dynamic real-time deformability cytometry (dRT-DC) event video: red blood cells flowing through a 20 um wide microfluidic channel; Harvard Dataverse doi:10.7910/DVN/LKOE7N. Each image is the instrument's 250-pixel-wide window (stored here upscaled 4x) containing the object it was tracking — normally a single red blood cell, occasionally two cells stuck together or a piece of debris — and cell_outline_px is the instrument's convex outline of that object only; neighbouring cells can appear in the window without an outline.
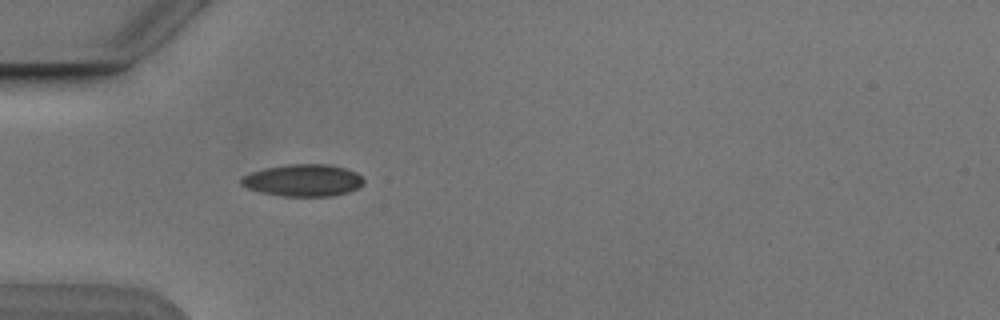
{"species": "Egyptian fruit bat (a non-hibernating species)", "species_latin": "Rousettus aegyptiacus", "temperature_condition": "cold", "stored_images_in_passage": 4, "camera_frame_rate_fps": 3000, "um_per_image_px": 0.085, "animal": {"sex": "male"}, "frame": {"image": 1, "passage_image": 4, "time_ms": 4.667, "image_size_px": [1000, 320], "cell_outline_px": [[364, 184], [348, 192], [332, 196], [280, 196], [260, 192], [248, 188], [240, 184], [240, 180], [244, 176], [252, 172], [264, 168], [288, 164], [328, 164], [344, 168], [356, 172], [364, 180]], "centroid_in_image_um": [25.76, 15.33], "position_along_channel_um": 59.2, "area_um2": 22.83}}